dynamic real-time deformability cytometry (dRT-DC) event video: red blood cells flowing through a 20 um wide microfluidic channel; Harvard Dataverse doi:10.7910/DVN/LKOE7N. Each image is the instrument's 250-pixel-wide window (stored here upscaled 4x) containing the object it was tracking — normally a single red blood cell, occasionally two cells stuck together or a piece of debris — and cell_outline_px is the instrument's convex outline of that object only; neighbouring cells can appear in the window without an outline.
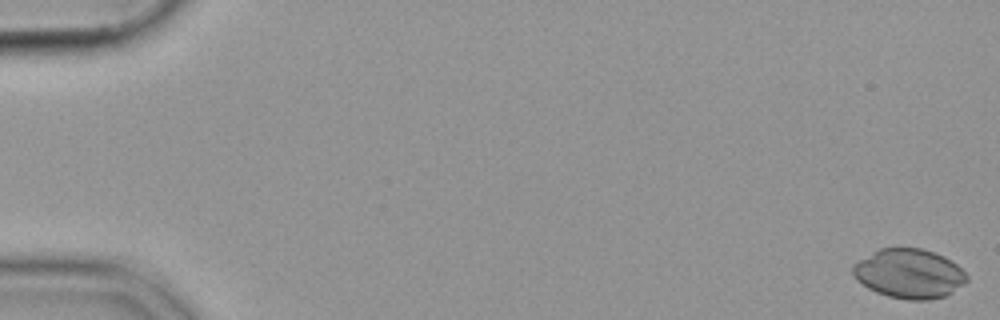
{"species": "common noctule bat (a hibernating species)", "species_latin": "Nyctalus noctula", "temperature_condition": "cold", "stored_images_in_passage": 56, "camera_frame_rate_fps": 3000, "um_per_image_px": 0.085, "animal": {"sex": "female", "body_mass_g": 19.9}, "frame": {"image": 1, "passage_image": 1, "time_ms": 0.0, "image_size_px": [1000, 320], "cell_outline_px": [[968, 280], [964, 284], [952, 292], [944, 296], [928, 300], [908, 300], [888, 296], [876, 292], [868, 288], [856, 280], [852, 276], [852, 264], [880, 248], [920, 248], [944, 256], [956, 264], [968, 276]], "centroid_in_image_um": [77.25, 23.26], "position_along_channel_um": 7.7, "area_um2": 32.77}}